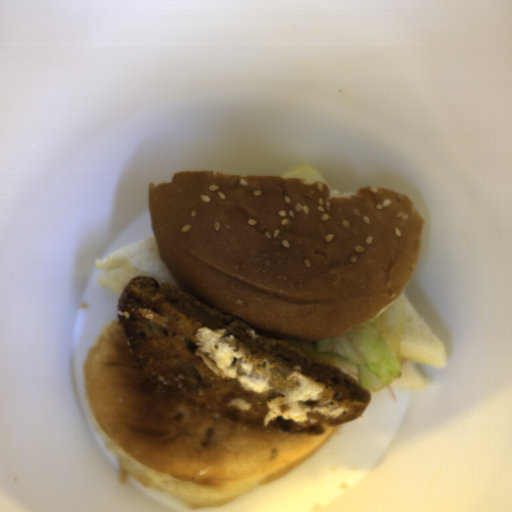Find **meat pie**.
I'll list each match as a JSON object with an SVG mask.
<instances>
[{
	"label": "meat pie",
	"mask_w": 512,
	"mask_h": 512,
	"mask_svg": "<svg viewBox=\"0 0 512 512\" xmlns=\"http://www.w3.org/2000/svg\"><path fill=\"white\" fill-rule=\"evenodd\" d=\"M122 340L163 395L239 426L317 435L370 405L349 372L255 332L177 284L136 275L117 298Z\"/></svg>",
	"instance_id": "obj_1"
}]
</instances>
